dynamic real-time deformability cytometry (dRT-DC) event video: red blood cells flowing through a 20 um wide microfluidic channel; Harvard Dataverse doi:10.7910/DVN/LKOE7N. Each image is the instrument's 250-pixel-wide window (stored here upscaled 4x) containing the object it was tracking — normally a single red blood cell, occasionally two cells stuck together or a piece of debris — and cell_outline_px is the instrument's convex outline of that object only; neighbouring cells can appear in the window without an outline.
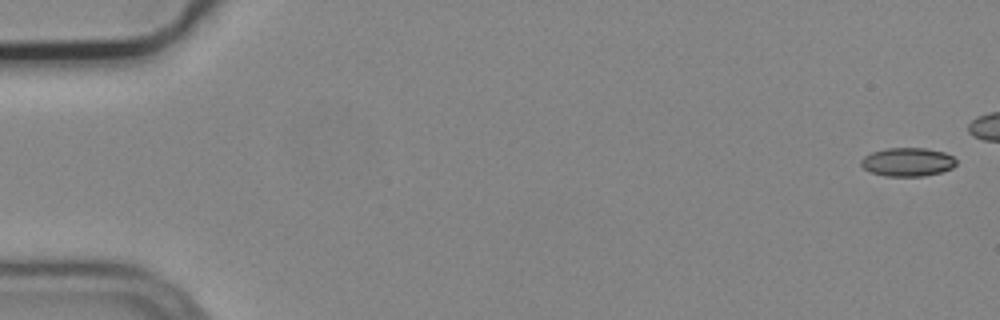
{"species": "common noctule bat (a hibernating species)", "species_latin": "Nyctalus noctula", "temperature_condition": "cold", "stored_images_in_passage": 8, "camera_frame_rate_fps": 3000, "um_per_image_px": 0.085, "animal": {"sex": "male", "body_mass_g": 19.2, "forearm_length_mm": 51.8}, "frame": {"image": 1, "passage_image": 1, "time_ms": 0.0, "image_size_px": [1000, 320], "cell_outline_px": [[956, 164], [952, 168], [940, 172], [924, 176], [884, 176], [872, 172], [864, 168], [860, 164], [860, 160], [864, 156], [872, 152], [888, 148], [924, 148], [944, 152], [952, 156], [956, 160]], "centroid_in_image_um": [77.14, 13.77], "position_along_channel_um": 7.9, "area_um2": 15.78}}
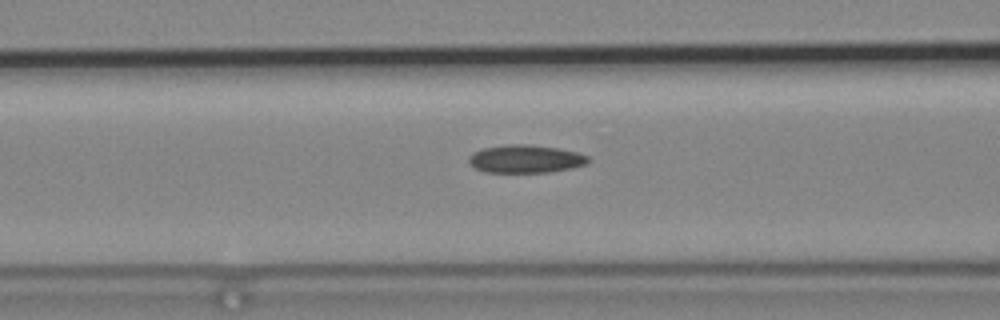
{"frame": {"image": 2, "passage_image": 7, "time_ms": 2.0, "image_size_px": [1000, 320], "cell_outline_px": [[592, 160], [588, 164], [572, 168], [548, 172], [484, 172], [468, 164], [468, 156], [472, 152], [484, 148], [508, 144], [532, 144], [556, 148], [576, 152], [588, 156]], "centroid_in_image_um": [44.67, 13.5], "position_along_channel_um": 121.9, "area_um2": 19.65}}